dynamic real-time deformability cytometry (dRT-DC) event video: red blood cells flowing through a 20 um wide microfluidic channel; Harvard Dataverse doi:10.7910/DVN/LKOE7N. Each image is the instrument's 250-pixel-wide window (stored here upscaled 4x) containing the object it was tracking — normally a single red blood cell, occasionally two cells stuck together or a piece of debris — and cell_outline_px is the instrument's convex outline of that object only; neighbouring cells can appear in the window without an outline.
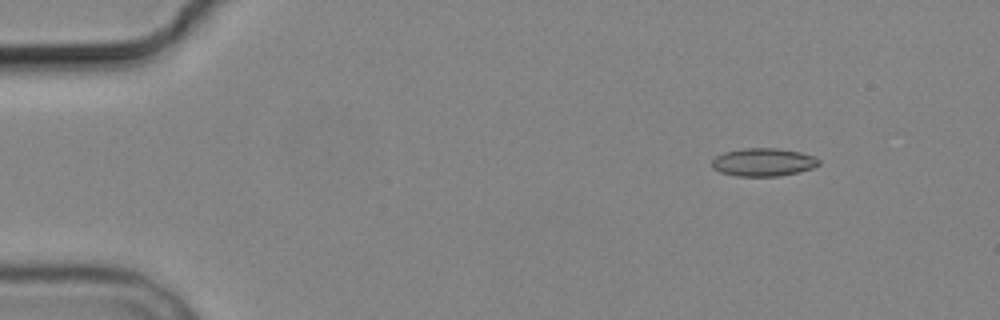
{"species": "common noctule bat (a hibernating species)", "species_latin": "Nyctalus noctula", "temperature_condition": "cold", "stored_images_in_passage": 5, "camera_frame_rate_fps": 3000, "um_per_image_px": 0.085, "animal": {"sex": "male", "body_mass_g": 19.2, "forearm_length_mm": 51.8}, "frame": {"image": 1, "passage_image": 2, "time_ms": 1.333, "image_size_px": [1000, 320], "cell_outline_px": [[820, 164], [812, 168], [780, 176], [736, 176], [720, 172], [712, 168], [712, 160], [716, 156], [724, 152], [744, 148], [776, 148], [800, 152], [812, 156], [820, 160]], "centroid_in_image_um": [64.85, 13.78], "position_along_channel_um": 20.1, "area_um2": 17.4}}
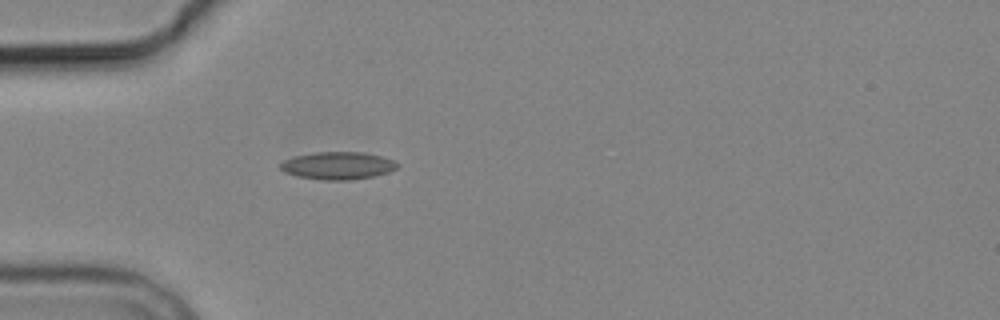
{"frame": {"image": 2, "passage_image": 5, "time_ms": 4.667, "image_size_px": [1000, 320], "cell_outline_px": [[400, 164], [396, 168], [388, 172], [372, 176], [348, 180], [324, 180], [300, 176], [284, 172], [280, 168], [280, 164], [284, 160], [292, 156], [316, 152], [364, 152], [380, 156], [392, 160]], "centroid_in_image_um": [28.7, 14.06], "position_along_channel_um": 56.3, "area_um2": 18.61}}